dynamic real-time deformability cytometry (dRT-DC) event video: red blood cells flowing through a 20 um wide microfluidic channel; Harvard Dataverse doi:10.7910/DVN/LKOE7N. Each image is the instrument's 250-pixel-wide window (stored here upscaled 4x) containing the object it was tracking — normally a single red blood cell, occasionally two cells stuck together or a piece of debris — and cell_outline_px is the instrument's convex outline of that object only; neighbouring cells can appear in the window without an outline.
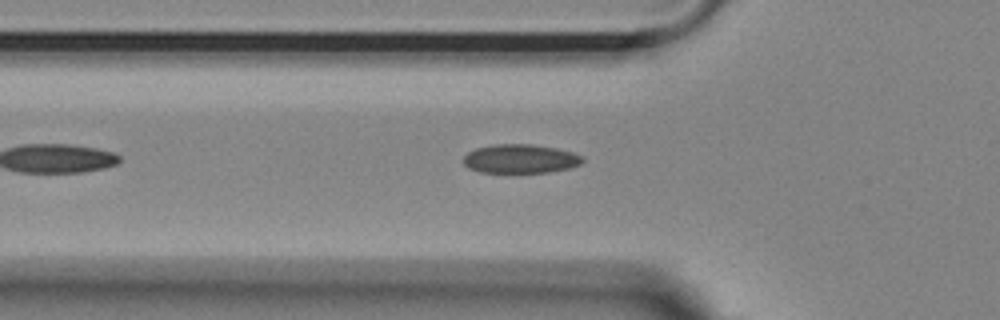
{"species": "Egyptian fruit bat (a non-hibernating species)", "species_latin": "Rousettus aegyptiacus", "temperature_condition": "room temperature", "stored_images_in_passage": 29, "camera_frame_rate_fps": 3000, "um_per_image_px": 0.085, "animal": {"sex": "female"}, "frame": {"image": 1, "passage_image": 8, "time_ms": 2.333, "image_size_px": [1000, 320], "cell_outline_px": [[584, 160], [580, 164], [568, 168], [548, 172], [480, 172], [468, 168], [464, 164], [464, 156], [468, 152], [476, 148], [496, 144], [532, 144], [556, 148], [572, 152], [580, 156]], "centroid_in_image_um": [44.21, 13.49], "position_along_channel_um": 81.6, "area_um2": 19.88}}
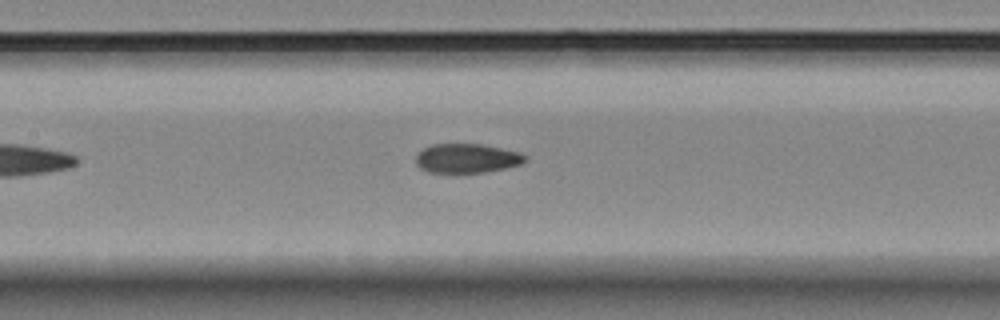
{"frame": {"image": 2, "passage_image": 15, "time_ms": 4.667, "image_size_px": [1000, 320], "cell_outline_px": [[528, 160], [520, 164], [504, 168], [484, 172], [428, 172], [420, 168], [416, 164], [416, 156], [424, 148], [432, 144], [480, 144], [520, 152], [528, 156]], "centroid_in_image_um": [39.7, 13.45], "position_along_channel_um": 167.7, "area_um2": 18.5}}
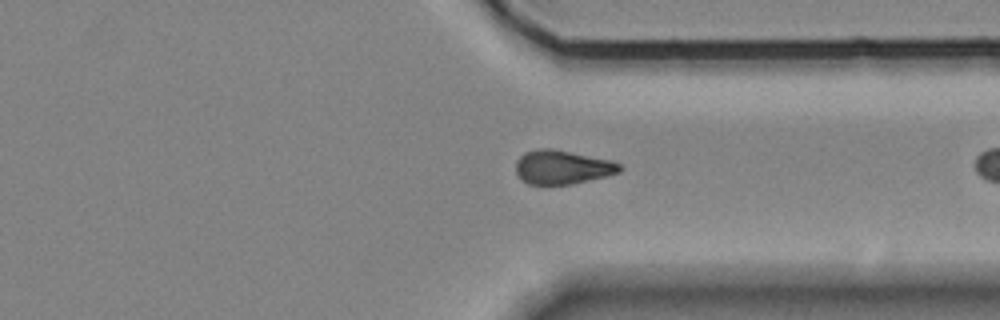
{"frame": {"image": 3, "passage_image": 28, "time_ms": 9.0, "image_size_px": [1000, 320], "cell_outline_px": [[624, 168], [620, 172], [572, 184], [528, 184], [516, 172], [516, 160], [524, 152], [540, 148], [552, 148], [612, 160], [620, 164]], "centroid_in_image_um": [47.81, 14.19], "position_along_channel_um": 363.6, "area_um2": 20.46}}